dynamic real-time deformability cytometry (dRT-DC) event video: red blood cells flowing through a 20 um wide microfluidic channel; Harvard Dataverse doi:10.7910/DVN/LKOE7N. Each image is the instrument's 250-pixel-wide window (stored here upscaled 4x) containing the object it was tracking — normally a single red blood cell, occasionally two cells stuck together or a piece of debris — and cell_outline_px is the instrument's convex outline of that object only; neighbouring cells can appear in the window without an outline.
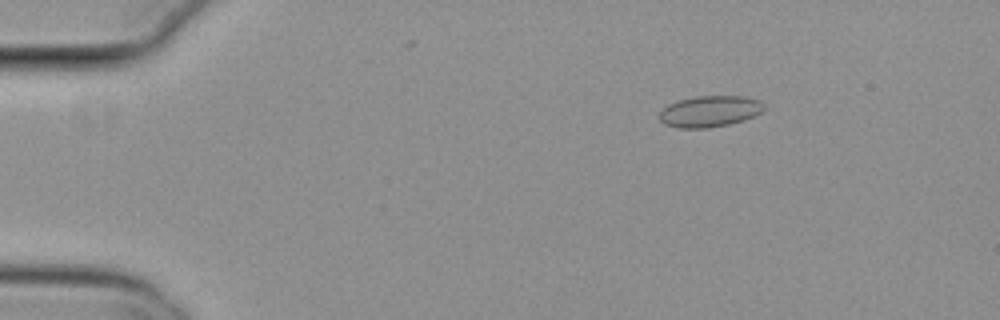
{"species": "common noctule bat (a hibernating species)", "species_latin": "Nyctalus noctula", "temperature_condition": "cold", "stored_images_in_passage": 55, "camera_frame_rate_fps": 3000, "um_per_image_px": 0.085, "animal": {"sex": "female", "body_mass_g": 29.2, "forearm_length_mm": 56.3}, "frame": {"image": 1, "passage_image": 9, "time_ms": 2.667, "image_size_px": [1000, 320], "cell_outline_px": [[764, 108], [760, 112], [744, 120], [728, 124], [708, 128], [680, 128], [664, 124], [660, 120], [660, 112], [668, 104], [676, 100], [696, 96], [744, 96], [760, 100], [764, 104]], "centroid_in_image_um": [60.31, 9.45], "position_along_channel_um": 24.7, "area_um2": 19.02}}
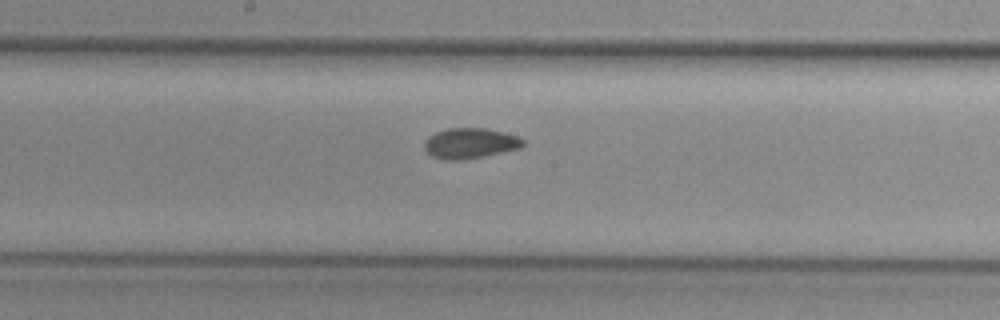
{"frame": {"image": 2, "passage_image": 30, "time_ms": 9.667, "image_size_px": [1000, 320], "cell_outline_px": [[524, 144], [520, 148], [484, 156], [460, 160], [448, 160], [432, 156], [424, 148], [424, 140], [428, 136], [436, 132], [448, 128], [484, 128], [504, 132], [516, 136], [524, 140]], "centroid_in_image_um": [39.94, 12.17], "position_along_channel_um": 208.3, "area_um2": 17.4}}
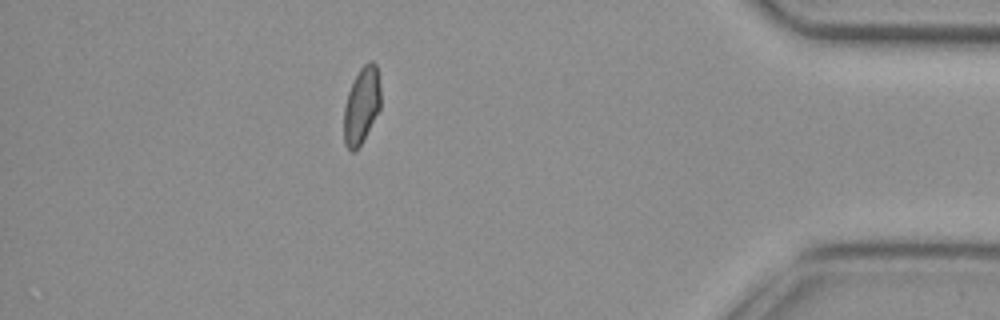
{"frame": {"image": 3, "passage_image": 49, "time_ms": 16.0, "image_size_px": [1000, 320], "cell_outline_px": [[380, 108], [360, 144], [352, 152], [344, 144], [344, 108], [348, 92], [360, 68], [368, 60], [372, 60], [376, 64], [380, 84]], "centroid_in_image_um": [30.73, 8.91], "position_along_channel_um": 404.5, "area_um2": 16.13}, "authors_computed_cell_mechanics": {"area_um2": 17.4556, "velocity_mm_per_s": 3.7874, "shape_relaxation_time_tau1_ms": null, "shape_relaxation_time_tau2_ms": 3.7242, "deformation_change_tau1": null, "deformation_change_tau2": 0.0673}}